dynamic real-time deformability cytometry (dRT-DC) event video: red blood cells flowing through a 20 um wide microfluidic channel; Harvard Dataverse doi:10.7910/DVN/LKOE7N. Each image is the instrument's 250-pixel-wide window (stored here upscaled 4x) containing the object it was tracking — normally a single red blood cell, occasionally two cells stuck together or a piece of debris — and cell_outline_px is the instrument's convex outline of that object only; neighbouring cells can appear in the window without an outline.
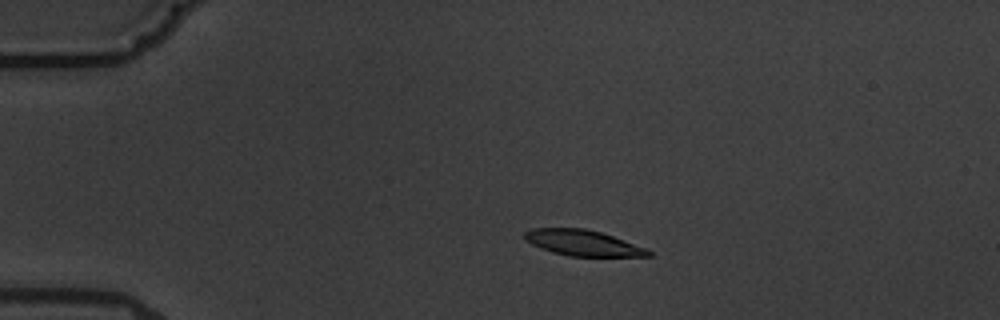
{"species": "common noctule bat (a hibernating species)", "species_latin": "Nyctalus noctula", "temperature_condition": "warm", "stored_images_in_passage": 6, "camera_frame_rate_fps": 3000, "um_per_image_px": 0.085, "animal": {"sex": "male", "body_mass_g": 19.5, "forearm_length_mm": 54.6}, "frame": {"image": 1, "passage_image": 3, "time_ms": 2.333, "image_size_px": [1000, 320], "cell_outline_px": [[652, 256], [568, 256], [552, 252], [540, 248], [524, 240], [524, 232], [532, 228], [584, 228], [600, 232], [648, 248], [652, 252]], "centroid_in_image_um": [49.53, 20.65], "position_along_channel_um": 35.5, "area_um2": 18.61}}
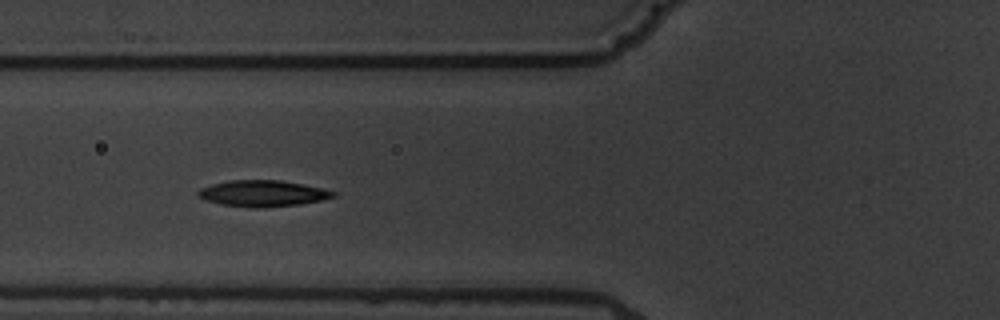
{"frame": {"image": 2, "passage_image": 5, "time_ms": 5.667, "image_size_px": [1000, 320], "cell_outline_px": [[336, 196], [320, 200], [300, 204], [252, 208], [224, 204], [208, 200], [196, 196], [196, 192], [200, 188], [212, 184], [228, 180], [280, 180], [304, 184], [336, 192]], "centroid_in_image_um": [22.31, 16.43], "position_along_channel_um": 103.5, "area_um2": 20.4}}
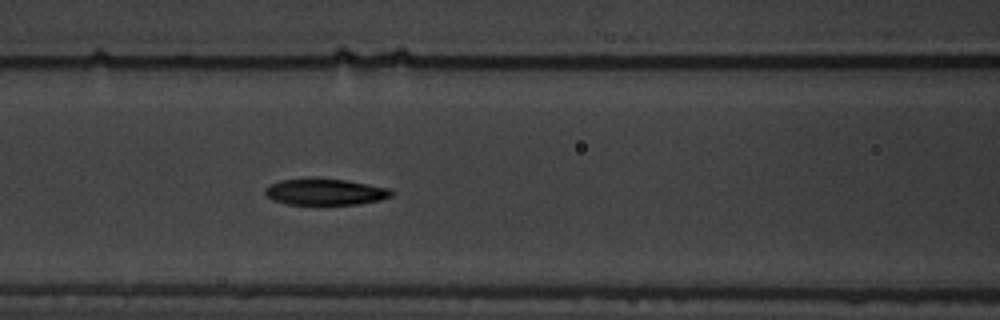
{"frame": {"image": 3, "passage_image": 6, "time_ms": 6.667, "image_size_px": [1000, 320], "cell_outline_px": [[396, 192], [392, 196], [380, 200], [360, 204], [288, 204], [272, 200], [264, 196], [264, 188], [280, 180], [316, 176], [344, 180], [368, 184], [388, 188]], "centroid_in_image_um": [27.61, 16.29], "position_along_channel_um": 139.0, "area_um2": 19.88}}